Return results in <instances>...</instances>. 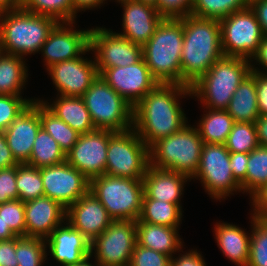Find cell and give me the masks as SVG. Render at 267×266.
Listing matches in <instances>:
<instances>
[{
  "mask_svg": "<svg viewBox=\"0 0 267 266\" xmlns=\"http://www.w3.org/2000/svg\"><path fill=\"white\" fill-rule=\"evenodd\" d=\"M191 96V87L158 83L133 107V129L150 147L179 132L188 123L179 98Z\"/></svg>",
  "mask_w": 267,
  "mask_h": 266,
  "instance_id": "6da1fadb",
  "label": "cell"
},
{
  "mask_svg": "<svg viewBox=\"0 0 267 266\" xmlns=\"http://www.w3.org/2000/svg\"><path fill=\"white\" fill-rule=\"evenodd\" d=\"M183 23L181 52V85L191 87L224 53L221 46L220 23L217 19L186 15Z\"/></svg>",
  "mask_w": 267,
  "mask_h": 266,
  "instance_id": "7a4b0ae2",
  "label": "cell"
},
{
  "mask_svg": "<svg viewBox=\"0 0 267 266\" xmlns=\"http://www.w3.org/2000/svg\"><path fill=\"white\" fill-rule=\"evenodd\" d=\"M183 40L181 20L163 18L154 35L142 47V57L158 83L181 85Z\"/></svg>",
  "mask_w": 267,
  "mask_h": 266,
  "instance_id": "3957f363",
  "label": "cell"
},
{
  "mask_svg": "<svg viewBox=\"0 0 267 266\" xmlns=\"http://www.w3.org/2000/svg\"><path fill=\"white\" fill-rule=\"evenodd\" d=\"M59 22L22 8L0 12V38L5 53L24 55L39 53L50 32Z\"/></svg>",
  "mask_w": 267,
  "mask_h": 266,
  "instance_id": "277c9868",
  "label": "cell"
},
{
  "mask_svg": "<svg viewBox=\"0 0 267 266\" xmlns=\"http://www.w3.org/2000/svg\"><path fill=\"white\" fill-rule=\"evenodd\" d=\"M250 72V60L223 55L191 86L192 96L208 109L226 110L234 92Z\"/></svg>",
  "mask_w": 267,
  "mask_h": 266,
  "instance_id": "5b68a950",
  "label": "cell"
},
{
  "mask_svg": "<svg viewBox=\"0 0 267 266\" xmlns=\"http://www.w3.org/2000/svg\"><path fill=\"white\" fill-rule=\"evenodd\" d=\"M203 144L197 128L186 124L179 132L161 138L149 147L150 166L192 179L198 171Z\"/></svg>",
  "mask_w": 267,
  "mask_h": 266,
  "instance_id": "8992f818",
  "label": "cell"
},
{
  "mask_svg": "<svg viewBox=\"0 0 267 266\" xmlns=\"http://www.w3.org/2000/svg\"><path fill=\"white\" fill-rule=\"evenodd\" d=\"M91 192L113 220L137 221L144 196L141 179L103 174L90 180Z\"/></svg>",
  "mask_w": 267,
  "mask_h": 266,
  "instance_id": "52a82bcc",
  "label": "cell"
},
{
  "mask_svg": "<svg viewBox=\"0 0 267 266\" xmlns=\"http://www.w3.org/2000/svg\"><path fill=\"white\" fill-rule=\"evenodd\" d=\"M81 97L96 129L124 132L133 128V106L100 75Z\"/></svg>",
  "mask_w": 267,
  "mask_h": 266,
  "instance_id": "ba28073f",
  "label": "cell"
},
{
  "mask_svg": "<svg viewBox=\"0 0 267 266\" xmlns=\"http://www.w3.org/2000/svg\"><path fill=\"white\" fill-rule=\"evenodd\" d=\"M149 166V147L133 128L109 138L105 174L142 180Z\"/></svg>",
  "mask_w": 267,
  "mask_h": 266,
  "instance_id": "9c48e42d",
  "label": "cell"
},
{
  "mask_svg": "<svg viewBox=\"0 0 267 266\" xmlns=\"http://www.w3.org/2000/svg\"><path fill=\"white\" fill-rule=\"evenodd\" d=\"M230 152L225 144L204 143L198 171L192 179L201 180L211 198L223 200L233 192H242L240 183L230 169Z\"/></svg>",
  "mask_w": 267,
  "mask_h": 266,
  "instance_id": "30bf717a",
  "label": "cell"
},
{
  "mask_svg": "<svg viewBox=\"0 0 267 266\" xmlns=\"http://www.w3.org/2000/svg\"><path fill=\"white\" fill-rule=\"evenodd\" d=\"M219 23L224 56L251 60L264 36L251 8L234 12Z\"/></svg>",
  "mask_w": 267,
  "mask_h": 266,
  "instance_id": "8fae6325",
  "label": "cell"
},
{
  "mask_svg": "<svg viewBox=\"0 0 267 266\" xmlns=\"http://www.w3.org/2000/svg\"><path fill=\"white\" fill-rule=\"evenodd\" d=\"M136 237V221L113 220L90 243V254L100 266H129Z\"/></svg>",
  "mask_w": 267,
  "mask_h": 266,
  "instance_id": "7c38bea8",
  "label": "cell"
},
{
  "mask_svg": "<svg viewBox=\"0 0 267 266\" xmlns=\"http://www.w3.org/2000/svg\"><path fill=\"white\" fill-rule=\"evenodd\" d=\"M90 50L98 73L104 68L124 67L142 58V46L103 27L91 28Z\"/></svg>",
  "mask_w": 267,
  "mask_h": 266,
  "instance_id": "4fadbf2b",
  "label": "cell"
},
{
  "mask_svg": "<svg viewBox=\"0 0 267 266\" xmlns=\"http://www.w3.org/2000/svg\"><path fill=\"white\" fill-rule=\"evenodd\" d=\"M114 133L96 129L79 135L75 145L66 153V161L89 180L105 174L108 142Z\"/></svg>",
  "mask_w": 267,
  "mask_h": 266,
  "instance_id": "5bb4252c",
  "label": "cell"
},
{
  "mask_svg": "<svg viewBox=\"0 0 267 266\" xmlns=\"http://www.w3.org/2000/svg\"><path fill=\"white\" fill-rule=\"evenodd\" d=\"M44 195L65 209L89 192L90 180L67 161L41 168Z\"/></svg>",
  "mask_w": 267,
  "mask_h": 266,
  "instance_id": "9a60e30c",
  "label": "cell"
},
{
  "mask_svg": "<svg viewBox=\"0 0 267 266\" xmlns=\"http://www.w3.org/2000/svg\"><path fill=\"white\" fill-rule=\"evenodd\" d=\"M99 75L133 107L158 84L143 57L129 66L104 68Z\"/></svg>",
  "mask_w": 267,
  "mask_h": 266,
  "instance_id": "2e32d148",
  "label": "cell"
},
{
  "mask_svg": "<svg viewBox=\"0 0 267 266\" xmlns=\"http://www.w3.org/2000/svg\"><path fill=\"white\" fill-rule=\"evenodd\" d=\"M75 22H59L41 48L46 69L51 65L80 57L90 52L89 30H75ZM68 25V26H67Z\"/></svg>",
  "mask_w": 267,
  "mask_h": 266,
  "instance_id": "e0dca14e",
  "label": "cell"
},
{
  "mask_svg": "<svg viewBox=\"0 0 267 266\" xmlns=\"http://www.w3.org/2000/svg\"><path fill=\"white\" fill-rule=\"evenodd\" d=\"M84 58L65 60L47 68L58 95L81 97L98 77L95 60Z\"/></svg>",
  "mask_w": 267,
  "mask_h": 266,
  "instance_id": "ac0fdd59",
  "label": "cell"
},
{
  "mask_svg": "<svg viewBox=\"0 0 267 266\" xmlns=\"http://www.w3.org/2000/svg\"><path fill=\"white\" fill-rule=\"evenodd\" d=\"M102 203L88 192L66 209V222L92 242L112 223Z\"/></svg>",
  "mask_w": 267,
  "mask_h": 266,
  "instance_id": "d6986e66",
  "label": "cell"
},
{
  "mask_svg": "<svg viewBox=\"0 0 267 266\" xmlns=\"http://www.w3.org/2000/svg\"><path fill=\"white\" fill-rule=\"evenodd\" d=\"M123 6V32L117 33L134 44L144 46L154 35L163 16L156 7L137 0H118Z\"/></svg>",
  "mask_w": 267,
  "mask_h": 266,
  "instance_id": "ffe728a7",
  "label": "cell"
},
{
  "mask_svg": "<svg viewBox=\"0 0 267 266\" xmlns=\"http://www.w3.org/2000/svg\"><path fill=\"white\" fill-rule=\"evenodd\" d=\"M40 128L39 100L34 99L4 131L8 147L18 163H26L30 159Z\"/></svg>",
  "mask_w": 267,
  "mask_h": 266,
  "instance_id": "44dd1931",
  "label": "cell"
},
{
  "mask_svg": "<svg viewBox=\"0 0 267 266\" xmlns=\"http://www.w3.org/2000/svg\"><path fill=\"white\" fill-rule=\"evenodd\" d=\"M24 204L26 237L46 240L56 227L66 223V209L45 195Z\"/></svg>",
  "mask_w": 267,
  "mask_h": 266,
  "instance_id": "7402d4cb",
  "label": "cell"
},
{
  "mask_svg": "<svg viewBox=\"0 0 267 266\" xmlns=\"http://www.w3.org/2000/svg\"><path fill=\"white\" fill-rule=\"evenodd\" d=\"M65 225V226H64ZM56 227L45 240L51 257L61 266H75L90 254V241L69 223Z\"/></svg>",
  "mask_w": 267,
  "mask_h": 266,
  "instance_id": "603a6c76",
  "label": "cell"
},
{
  "mask_svg": "<svg viewBox=\"0 0 267 266\" xmlns=\"http://www.w3.org/2000/svg\"><path fill=\"white\" fill-rule=\"evenodd\" d=\"M191 179L181 173L149 166L143 181V199H155L177 204L181 209V195L186 182ZM185 183V184H184Z\"/></svg>",
  "mask_w": 267,
  "mask_h": 266,
  "instance_id": "cb8c5ba5",
  "label": "cell"
},
{
  "mask_svg": "<svg viewBox=\"0 0 267 266\" xmlns=\"http://www.w3.org/2000/svg\"><path fill=\"white\" fill-rule=\"evenodd\" d=\"M213 230L215 240L223 255L238 266H247L251 239L249 232H245L237 225L225 222H217Z\"/></svg>",
  "mask_w": 267,
  "mask_h": 266,
  "instance_id": "d4e9b609",
  "label": "cell"
},
{
  "mask_svg": "<svg viewBox=\"0 0 267 266\" xmlns=\"http://www.w3.org/2000/svg\"><path fill=\"white\" fill-rule=\"evenodd\" d=\"M136 236L138 245L163 253L171 258L175 252L179 253L183 248L178 228L136 222Z\"/></svg>",
  "mask_w": 267,
  "mask_h": 266,
  "instance_id": "484cf974",
  "label": "cell"
},
{
  "mask_svg": "<svg viewBox=\"0 0 267 266\" xmlns=\"http://www.w3.org/2000/svg\"><path fill=\"white\" fill-rule=\"evenodd\" d=\"M37 100L42 101L52 113L80 135L96 130L82 97L57 95L52 104L46 100Z\"/></svg>",
  "mask_w": 267,
  "mask_h": 266,
  "instance_id": "4316f807",
  "label": "cell"
},
{
  "mask_svg": "<svg viewBox=\"0 0 267 266\" xmlns=\"http://www.w3.org/2000/svg\"><path fill=\"white\" fill-rule=\"evenodd\" d=\"M226 111L234 122L254 123L260 116L255 84V71H251L234 92Z\"/></svg>",
  "mask_w": 267,
  "mask_h": 266,
  "instance_id": "83f0119b",
  "label": "cell"
},
{
  "mask_svg": "<svg viewBox=\"0 0 267 266\" xmlns=\"http://www.w3.org/2000/svg\"><path fill=\"white\" fill-rule=\"evenodd\" d=\"M24 59L5 52L0 55V95L22 96L28 78Z\"/></svg>",
  "mask_w": 267,
  "mask_h": 266,
  "instance_id": "f1b7e54d",
  "label": "cell"
},
{
  "mask_svg": "<svg viewBox=\"0 0 267 266\" xmlns=\"http://www.w3.org/2000/svg\"><path fill=\"white\" fill-rule=\"evenodd\" d=\"M197 123V130L204 143L225 144L234 124L226 110L208 109ZM199 124V125H198Z\"/></svg>",
  "mask_w": 267,
  "mask_h": 266,
  "instance_id": "f546056e",
  "label": "cell"
},
{
  "mask_svg": "<svg viewBox=\"0 0 267 266\" xmlns=\"http://www.w3.org/2000/svg\"><path fill=\"white\" fill-rule=\"evenodd\" d=\"M182 212V209L177 204L155 199H143L141 213L136 222H146L179 229Z\"/></svg>",
  "mask_w": 267,
  "mask_h": 266,
  "instance_id": "4dcf8cb0",
  "label": "cell"
},
{
  "mask_svg": "<svg viewBox=\"0 0 267 266\" xmlns=\"http://www.w3.org/2000/svg\"><path fill=\"white\" fill-rule=\"evenodd\" d=\"M66 161V154L50 134L42 127L37 133L32 153L27 164L37 167H49Z\"/></svg>",
  "mask_w": 267,
  "mask_h": 266,
  "instance_id": "1f68e13d",
  "label": "cell"
},
{
  "mask_svg": "<svg viewBox=\"0 0 267 266\" xmlns=\"http://www.w3.org/2000/svg\"><path fill=\"white\" fill-rule=\"evenodd\" d=\"M41 127L57 141L64 153H68L77 142L79 133L52 113L42 101H39Z\"/></svg>",
  "mask_w": 267,
  "mask_h": 266,
  "instance_id": "d6a6232c",
  "label": "cell"
},
{
  "mask_svg": "<svg viewBox=\"0 0 267 266\" xmlns=\"http://www.w3.org/2000/svg\"><path fill=\"white\" fill-rule=\"evenodd\" d=\"M21 8L34 14L52 17L58 22H74L72 0H22Z\"/></svg>",
  "mask_w": 267,
  "mask_h": 266,
  "instance_id": "836d02e7",
  "label": "cell"
},
{
  "mask_svg": "<svg viewBox=\"0 0 267 266\" xmlns=\"http://www.w3.org/2000/svg\"><path fill=\"white\" fill-rule=\"evenodd\" d=\"M248 0H194L190 14L200 18L221 20L248 7Z\"/></svg>",
  "mask_w": 267,
  "mask_h": 266,
  "instance_id": "e575fe53",
  "label": "cell"
},
{
  "mask_svg": "<svg viewBox=\"0 0 267 266\" xmlns=\"http://www.w3.org/2000/svg\"><path fill=\"white\" fill-rule=\"evenodd\" d=\"M16 186L18 199L22 202L36 199L44 195L41 168L31 166L27 163L17 165Z\"/></svg>",
  "mask_w": 267,
  "mask_h": 266,
  "instance_id": "d590c367",
  "label": "cell"
},
{
  "mask_svg": "<svg viewBox=\"0 0 267 266\" xmlns=\"http://www.w3.org/2000/svg\"><path fill=\"white\" fill-rule=\"evenodd\" d=\"M267 184V147L258 146L249 153L246 171V193L250 197Z\"/></svg>",
  "mask_w": 267,
  "mask_h": 266,
  "instance_id": "8d00e7d4",
  "label": "cell"
},
{
  "mask_svg": "<svg viewBox=\"0 0 267 266\" xmlns=\"http://www.w3.org/2000/svg\"><path fill=\"white\" fill-rule=\"evenodd\" d=\"M46 241L41 238L17 236L16 259L18 266H43L47 257Z\"/></svg>",
  "mask_w": 267,
  "mask_h": 266,
  "instance_id": "74e56055",
  "label": "cell"
},
{
  "mask_svg": "<svg viewBox=\"0 0 267 266\" xmlns=\"http://www.w3.org/2000/svg\"><path fill=\"white\" fill-rule=\"evenodd\" d=\"M232 153H250L259 146L256 127L250 122H234L225 143Z\"/></svg>",
  "mask_w": 267,
  "mask_h": 266,
  "instance_id": "f35d334b",
  "label": "cell"
},
{
  "mask_svg": "<svg viewBox=\"0 0 267 266\" xmlns=\"http://www.w3.org/2000/svg\"><path fill=\"white\" fill-rule=\"evenodd\" d=\"M252 231L247 266H267V221L251 215Z\"/></svg>",
  "mask_w": 267,
  "mask_h": 266,
  "instance_id": "ab89813d",
  "label": "cell"
},
{
  "mask_svg": "<svg viewBox=\"0 0 267 266\" xmlns=\"http://www.w3.org/2000/svg\"><path fill=\"white\" fill-rule=\"evenodd\" d=\"M0 217L17 236L26 237L24 202L16 199L0 204Z\"/></svg>",
  "mask_w": 267,
  "mask_h": 266,
  "instance_id": "60d3db41",
  "label": "cell"
},
{
  "mask_svg": "<svg viewBox=\"0 0 267 266\" xmlns=\"http://www.w3.org/2000/svg\"><path fill=\"white\" fill-rule=\"evenodd\" d=\"M33 101L22 96L0 95V132H4Z\"/></svg>",
  "mask_w": 267,
  "mask_h": 266,
  "instance_id": "b9f144b4",
  "label": "cell"
},
{
  "mask_svg": "<svg viewBox=\"0 0 267 266\" xmlns=\"http://www.w3.org/2000/svg\"><path fill=\"white\" fill-rule=\"evenodd\" d=\"M129 266H171V257L136 243Z\"/></svg>",
  "mask_w": 267,
  "mask_h": 266,
  "instance_id": "7bdbcfd3",
  "label": "cell"
},
{
  "mask_svg": "<svg viewBox=\"0 0 267 266\" xmlns=\"http://www.w3.org/2000/svg\"><path fill=\"white\" fill-rule=\"evenodd\" d=\"M17 165L0 169V204L18 199Z\"/></svg>",
  "mask_w": 267,
  "mask_h": 266,
  "instance_id": "ee69618b",
  "label": "cell"
},
{
  "mask_svg": "<svg viewBox=\"0 0 267 266\" xmlns=\"http://www.w3.org/2000/svg\"><path fill=\"white\" fill-rule=\"evenodd\" d=\"M194 0H158L156 9L164 18L190 15Z\"/></svg>",
  "mask_w": 267,
  "mask_h": 266,
  "instance_id": "f6af8a7d",
  "label": "cell"
},
{
  "mask_svg": "<svg viewBox=\"0 0 267 266\" xmlns=\"http://www.w3.org/2000/svg\"><path fill=\"white\" fill-rule=\"evenodd\" d=\"M229 161L233 177L240 183L242 193L244 194L246 193V171L249 161V153L230 152Z\"/></svg>",
  "mask_w": 267,
  "mask_h": 266,
  "instance_id": "bcb514c9",
  "label": "cell"
},
{
  "mask_svg": "<svg viewBox=\"0 0 267 266\" xmlns=\"http://www.w3.org/2000/svg\"><path fill=\"white\" fill-rule=\"evenodd\" d=\"M250 198L253 205V214L251 215L258 220L267 221V184L262 186Z\"/></svg>",
  "mask_w": 267,
  "mask_h": 266,
  "instance_id": "7dc6e473",
  "label": "cell"
},
{
  "mask_svg": "<svg viewBox=\"0 0 267 266\" xmlns=\"http://www.w3.org/2000/svg\"><path fill=\"white\" fill-rule=\"evenodd\" d=\"M255 84L259 115H267V73L255 72Z\"/></svg>",
  "mask_w": 267,
  "mask_h": 266,
  "instance_id": "c3c4849f",
  "label": "cell"
},
{
  "mask_svg": "<svg viewBox=\"0 0 267 266\" xmlns=\"http://www.w3.org/2000/svg\"><path fill=\"white\" fill-rule=\"evenodd\" d=\"M16 257V237L0 241V266H18Z\"/></svg>",
  "mask_w": 267,
  "mask_h": 266,
  "instance_id": "681fc988",
  "label": "cell"
},
{
  "mask_svg": "<svg viewBox=\"0 0 267 266\" xmlns=\"http://www.w3.org/2000/svg\"><path fill=\"white\" fill-rule=\"evenodd\" d=\"M171 266H206V264L200 252L191 249L188 253L179 254V257H172Z\"/></svg>",
  "mask_w": 267,
  "mask_h": 266,
  "instance_id": "f907efd6",
  "label": "cell"
},
{
  "mask_svg": "<svg viewBox=\"0 0 267 266\" xmlns=\"http://www.w3.org/2000/svg\"><path fill=\"white\" fill-rule=\"evenodd\" d=\"M248 6L259 22L263 35L267 36V0H253Z\"/></svg>",
  "mask_w": 267,
  "mask_h": 266,
  "instance_id": "816d5d0a",
  "label": "cell"
},
{
  "mask_svg": "<svg viewBox=\"0 0 267 266\" xmlns=\"http://www.w3.org/2000/svg\"><path fill=\"white\" fill-rule=\"evenodd\" d=\"M254 59V60H252ZM259 63L263 70L256 67L254 64L251 63V71H255L258 73H267V36H263L262 41L259 44L257 52L253 55L250 62ZM265 69V70H264ZM265 71V72H264Z\"/></svg>",
  "mask_w": 267,
  "mask_h": 266,
  "instance_id": "f5cc1de1",
  "label": "cell"
},
{
  "mask_svg": "<svg viewBox=\"0 0 267 266\" xmlns=\"http://www.w3.org/2000/svg\"><path fill=\"white\" fill-rule=\"evenodd\" d=\"M18 164L8 147L4 132H0V169Z\"/></svg>",
  "mask_w": 267,
  "mask_h": 266,
  "instance_id": "db71d44e",
  "label": "cell"
},
{
  "mask_svg": "<svg viewBox=\"0 0 267 266\" xmlns=\"http://www.w3.org/2000/svg\"><path fill=\"white\" fill-rule=\"evenodd\" d=\"M254 124L259 145L267 147V115L259 116Z\"/></svg>",
  "mask_w": 267,
  "mask_h": 266,
  "instance_id": "11a10c76",
  "label": "cell"
},
{
  "mask_svg": "<svg viewBox=\"0 0 267 266\" xmlns=\"http://www.w3.org/2000/svg\"><path fill=\"white\" fill-rule=\"evenodd\" d=\"M73 1V9H74V22L76 14L79 11H86V10H92L93 8L100 7L105 1L107 0H72ZM101 4V5H100Z\"/></svg>",
  "mask_w": 267,
  "mask_h": 266,
  "instance_id": "9f6ffc18",
  "label": "cell"
},
{
  "mask_svg": "<svg viewBox=\"0 0 267 266\" xmlns=\"http://www.w3.org/2000/svg\"><path fill=\"white\" fill-rule=\"evenodd\" d=\"M22 0H0V12L21 8Z\"/></svg>",
  "mask_w": 267,
  "mask_h": 266,
  "instance_id": "6f0895ef",
  "label": "cell"
},
{
  "mask_svg": "<svg viewBox=\"0 0 267 266\" xmlns=\"http://www.w3.org/2000/svg\"><path fill=\"white\" fill-rule=\"evenodd\" d=\"M17 235L10 229L8 225H5L4 221L0 217V241L9 240Z\"/></svg>",
  "mask_w": 267,
  "mask_h": 266,
  "instance_id": "680465c9",
  "label": "cell"
},
{
  "mask_svg": "<svg viewBox=\"0 0 267 266\" xmlns=\"http://www.w3.org/2000/svg\"><path fill=\"white\" fill-rule=\"evenodd\" d=\"M91 255L85 257L81 262L77 263L75 266H100L98 263H90ZM93 264V265H92Z\"/></svg>",
  "mask_w": 267,
  "mask_h": 266,
  "instance_id": "91938a15",
  "label": "cell"
},
{
  "mask_svg": "<svg viewBox=\"0 0 267 266\" xmlns=\"http://www.w3.org/2000/svg\"><path fill=\"white\" fill-rule=\"evenodd\" d=\"M137 1H141L145 4H149L151 6L157 7V1L158 0H137Z\"/></svg>",
  "mask_w": 267,
  "mask_h": 266,
  "instance_id": "94428289",
  "label": "cell"
},
{
  "mask_svg": "<svg viewBox=\"0 0 267 266\" xmlns=\"http://www.w3.org/2000/svg\"><path fill=\"white\" fill-rule=\"evenodd\" d=\"M3 53V50H2V44H1V38H0V55Z\"/></svg>",
  "mask_w": 267,
  "mask_h": 266,
  "instance_id": "6125c7cd",
  "label": "cell"
}]
</instances>
